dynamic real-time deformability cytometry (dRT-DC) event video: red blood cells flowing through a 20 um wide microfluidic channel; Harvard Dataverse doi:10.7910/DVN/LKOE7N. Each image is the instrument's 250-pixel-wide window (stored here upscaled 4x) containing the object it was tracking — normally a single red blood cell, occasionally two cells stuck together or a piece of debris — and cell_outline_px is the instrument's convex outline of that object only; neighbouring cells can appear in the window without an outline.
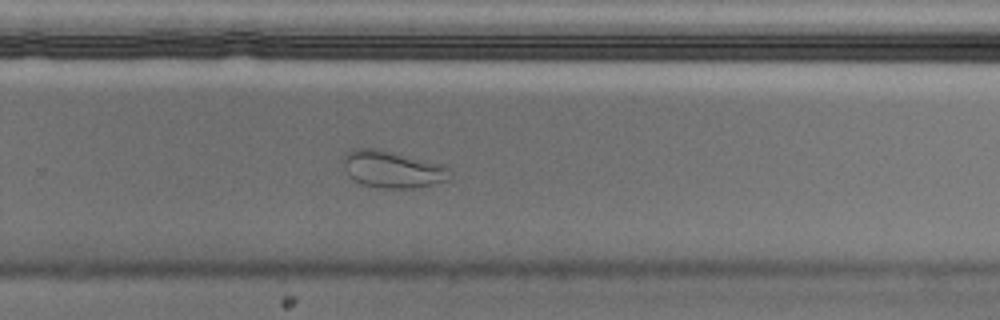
{"species": "Egyptian fruit bat (a non-hibernating species)", "species_latin": "Rousettus aegyptiacus", "temperature_condition": "cold", "stored_images_in_passage": 45, "camera_frame_rate_fps": 3000, "um_per_image_px": 0.085, "animal": {"sex": "male"}, "frame": {"image": 1, "passage_image": 26, "time_ms": 8.333, "image_size_px": [1000, 320], "cell_outline_px": [[452, 176], [448, 180], [432, 184], [412, 188], [376, 188], [352, 180], [348, 176], [340, 160], [344, 152], [352, 148], [380, 148], [440, 164], [448, 168], [452, 172]], "centroid_in_image_um": [33.28, 14.37], "position_along_channel_um": 296.5, "area_um2": 23.47}}